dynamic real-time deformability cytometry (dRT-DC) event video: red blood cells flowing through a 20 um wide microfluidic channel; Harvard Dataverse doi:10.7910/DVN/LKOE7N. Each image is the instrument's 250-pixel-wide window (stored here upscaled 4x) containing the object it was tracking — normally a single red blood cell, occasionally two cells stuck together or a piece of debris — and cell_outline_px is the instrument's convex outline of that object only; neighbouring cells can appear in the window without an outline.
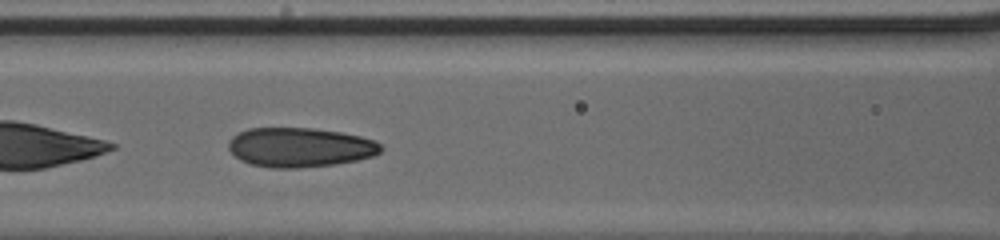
{"species": "human", "species_latin": "Homo sapiens", "temperature_condition": "cold", "stored_images_in_passage": 46, "segment_of_instrument_passage": [2, 2], "camera_frame_rate_fps": 3000, "um_per_image_px": 0.085, "donor": {"sex": "male"}, "frame": {"image": 1, "passage_image": 21, "time_ms": 6.667, "image_size_px": [1000, 240], "cell_outline_px": [[384, 148], [380, 152], [372, 156], [356, 160], [336, 164], [296, 168], [272, 168], [252, 164], [240, 160], [228, 148], [228, 144], [232, 136], [248, 128], [312, 128], [340, 132], [360, 136], [376, 140]], "centroid_in_image_um": [25.51, 12.52], "position_along_channel_um": 141.1, "area_um2": 34.97}}
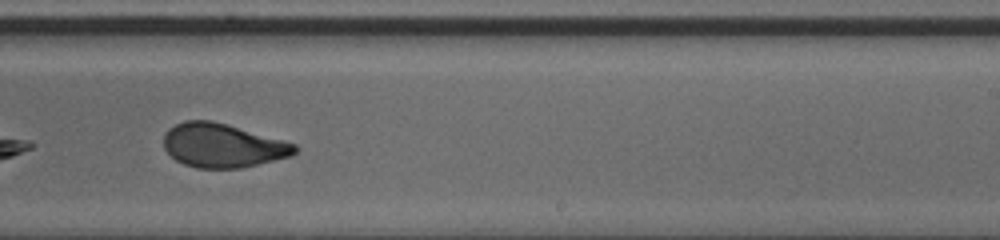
{"frame": {"image": 2, "passage_image": 30, "time_ms": 9.667, "image_size_px": [1000, 240], "cell_outline_px": [[296, 152], [292, 156], [240, 168], [196, 168], [184, 164], [176, 160], [164, 148], [164, 136], [168, 128], [184, 120], [212, 120], [296, 144]], "centroid_in_image_um": [18.9, 12.37], "position_along_channel_um": 270.1, "area_um2": 33.29}}
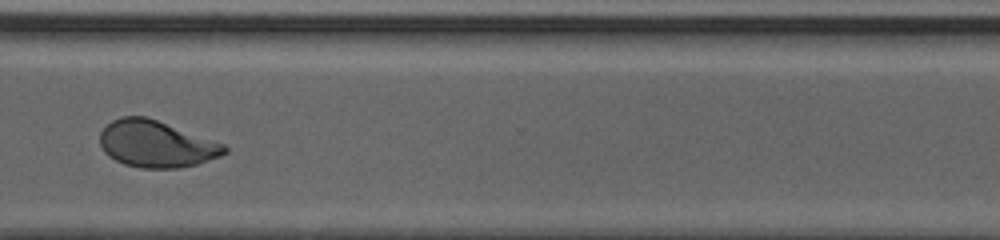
{"frame": {"image": 3, "passage_image": 36, "time_ms": 11.667, "image_size_px": [1000, 240], "cell_outline_px": [[228, 152], [220, 156], [196, 164], [176, 168], [140, 168], [124, 164], [108, 156], [104, 152], [100, 144], [100, 132], [112, 120], [120, 116], [144, 116], [156, 120], [224, 144], [228, 148]], "centroid_in_image_um": [13.25, 12.24], "position_along_channel_um": 357.4, "area_um2": 33.58}}